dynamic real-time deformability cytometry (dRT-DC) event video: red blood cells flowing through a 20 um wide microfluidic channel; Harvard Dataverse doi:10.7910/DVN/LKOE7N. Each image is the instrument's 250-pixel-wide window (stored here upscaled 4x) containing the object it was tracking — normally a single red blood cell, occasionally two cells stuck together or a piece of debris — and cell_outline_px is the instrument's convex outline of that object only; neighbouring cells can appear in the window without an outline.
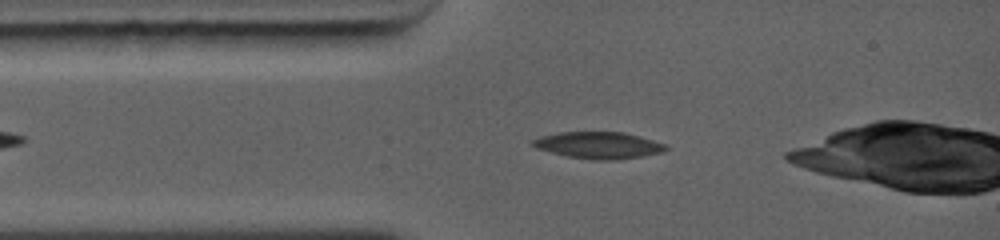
{"species": "common noctule bat (a hibernating species)", "species_latin": "Nyctalus noctula", "temperature_condition": "warm", "stored_images_in_passage": 44, "camera_frame_rate_fps": 5000, "um_per_image_px": 0.085, "animal": {"sex": "female", "body_mass_g": 19.0, "forearm_length_mm": 56.7}, "frame": {"image": 1, "passage_image": 8, "time_ms": 1.2, "image_size_px": [1000, 240], "cell_outline_px": [[668, 148], [660, 152], [640, 156], [608, 160], [604, 160], [568, 156], [552, 152], [540, 148], [532, 144], [532, 140], [540, 136], [556, 132], [624, 132], [640, 136], [664, 144]], "centroid_in_image_um": [50.87, 12.32], "position_along_channel_um": 34.1, "area_um2": 20.11}}
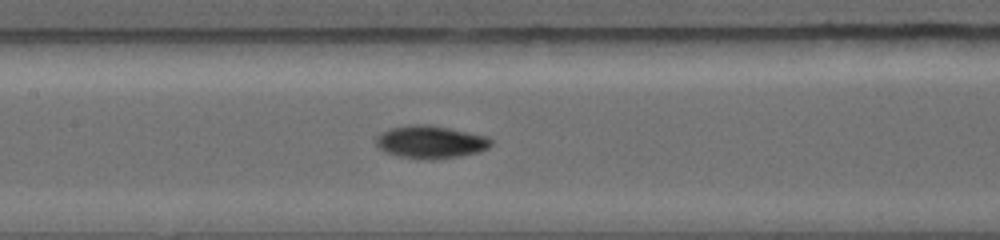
{"frame": {"image": 2, "passage_image": 23, "time_ms": 4.4, "image_size_px": [1000, 240], "cell_outline_px": [[492, 144], [488, 148], [476, 152], [452, 156], [400, 156], [388, 152], [380, 148], [376, 144], [376, 140], [380, 132], [392, 128], [408, 124], [428, 124], [488, 136], [492, 140]], "centroid_in_image_um": [36.6, 12.0], "position_along_channel_um": 170.8, "area_um2": 20.75}}
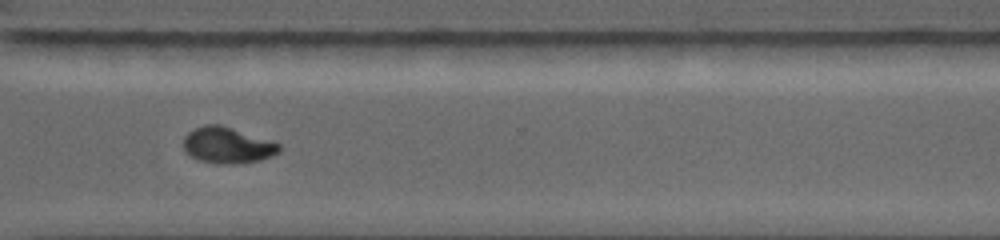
{"frame": {"image": 3, "passage_image": 39, "time_ms": 8.4, "image_size_px": [1000, 240], "cell_outline_px": [[280, 148], [276, 152], [268, 156], [256, 160], [216, 164], [200, 160], [192, 156], [184, 148], [184, 136], [188, 132], [204, 124], [220, 124], [280, 144]], "centroid_in_image_um": [19.26, 12.31], "position_along_channel_um": 351.3, "area_um2": 19.31}, "authors_computed_cell_mechanics": {"area_um2": 20.3456, "velocity_mm_per_s": 4.5097, "shape_relaxation_time_tau1_ms": 6.4318, "shape_relaxation_time_tau2_ms": 5.7539, "deformation_change_tau1": 0.2378, "deformation_change_tau2": 0.0719}}